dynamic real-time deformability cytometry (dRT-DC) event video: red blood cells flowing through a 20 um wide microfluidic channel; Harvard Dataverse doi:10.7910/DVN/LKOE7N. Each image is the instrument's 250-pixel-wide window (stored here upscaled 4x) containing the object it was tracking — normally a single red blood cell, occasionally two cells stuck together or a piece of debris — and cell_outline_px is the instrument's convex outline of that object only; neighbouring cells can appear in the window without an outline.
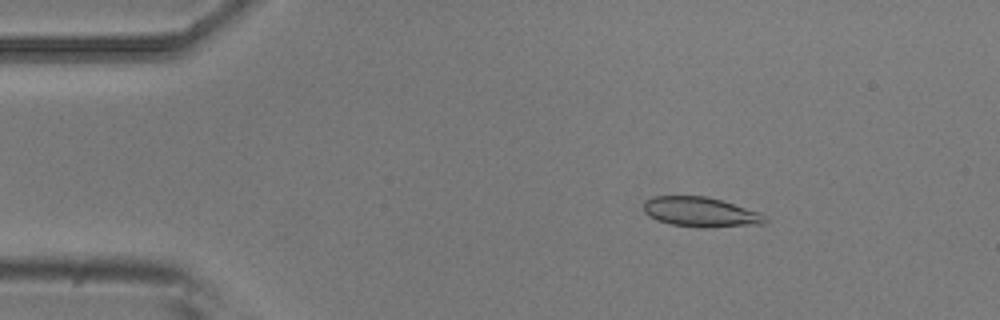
{"species": "common noctule bat (a hibernating species)", "species_latin": "Nyctalus noctula", "temperature_condition": "room temperature", "stored_images_in_passage": 5, "camera_frame_rate_fps": 3000, "um_per_image_px": 0.085, "animal": {"sex": "male", "body_mass_g": 20.5, "forearm_length_mm": 52.5}, "frame": {"image": 1, "passage_image": 3, "time_ms": 0.667, "image_size_px": [1000, 320], "cell_outline_px": [[768, 220], [764, 224], [708, 228], [700, 228], [672, 224], [656, 220], [648, 216], [644, 212], [644, 200], [652, 196], [704, 196], [720, 200], [760, 212], [768, 216]], "centroid_in_image_um": [59.56, 18.03], "position_along_channel_um": 25.4, "area_um2": 21.33}}